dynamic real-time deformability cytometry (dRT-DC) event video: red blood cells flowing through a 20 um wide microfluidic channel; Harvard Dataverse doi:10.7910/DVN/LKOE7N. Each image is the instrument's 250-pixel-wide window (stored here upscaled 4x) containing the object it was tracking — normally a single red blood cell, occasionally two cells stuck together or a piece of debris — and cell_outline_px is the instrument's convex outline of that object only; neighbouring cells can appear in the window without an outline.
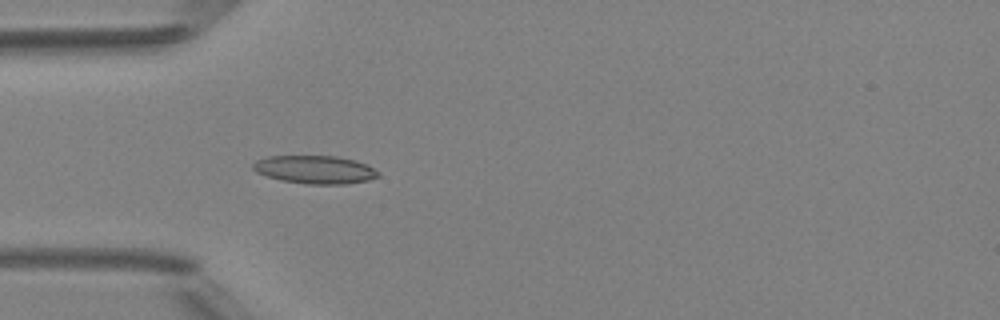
{"species": "Egyptian fruit bat (a non-hibernating species)", "species_latin": "Rousettus aegyptiacus", "temperature_condition": "room temperature", "stored_images_in_passage": 5, "camera_frame_rate_fps": 3000, "um_per_image_px": 0.085, "animal": {"sex": "female"}, "frame": {"image": 1, "passage_image": 5, "time_ms": 4.667, "image_size_px": [1000, 320], "cell_outline_px": [[380, 176], [368, 180], [344, 184], [308, 184], [280, 180], [256, 172], [252, 168], [252, 164], [256, 160], [268, 156], [336, 156], [356, 160], [368, 164], [380, 172]], "centroid_in_image_um": [26.8, 14.41], "position_along_channel_um": 58.2, "area_um2": 20.63}}